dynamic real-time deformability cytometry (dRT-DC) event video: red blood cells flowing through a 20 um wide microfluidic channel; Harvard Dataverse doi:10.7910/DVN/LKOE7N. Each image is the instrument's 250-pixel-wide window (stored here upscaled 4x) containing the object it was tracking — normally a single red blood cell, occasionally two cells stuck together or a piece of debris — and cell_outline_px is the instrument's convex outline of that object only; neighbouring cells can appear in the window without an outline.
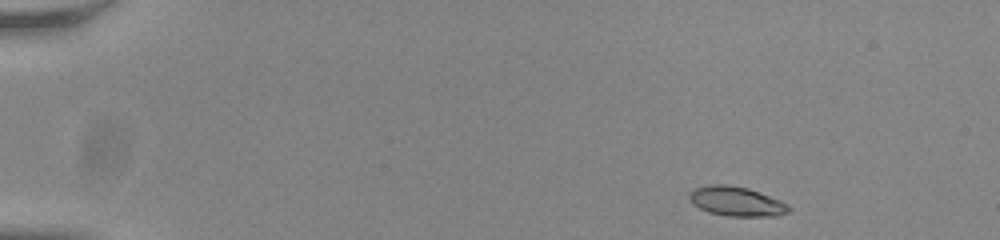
{"species": "common noctule bat (a hibernating species)", "species_latin": "Nyctalus noctula", "temperature_condition": "room temperature", "stored_images_in_passage": 49, "camera_frame_rate_fps": 3000, "um_per_image_px": 0.085, "animal": {"sex": "male", "body_mass_g": 20.0, "forearm_length_mm": 53.3}, "frame": {"image": 1, "passage_image": 1, "time_ms": 0.0, "image_size_px": [1000, 240], "cell_outline_px": [[792, 208], [788, 212], [776, 216], [728, 216], [708, 212], [692, 204], [688, 200], [688, 196], [696, 188], [708, 184], [728, 184], [748, 188], [780, 200], [788, 204]], "centroid_in_image_um": [62.59, 17.11], "position_along_channel_um": 22.4, "area_um2": 17.17}}
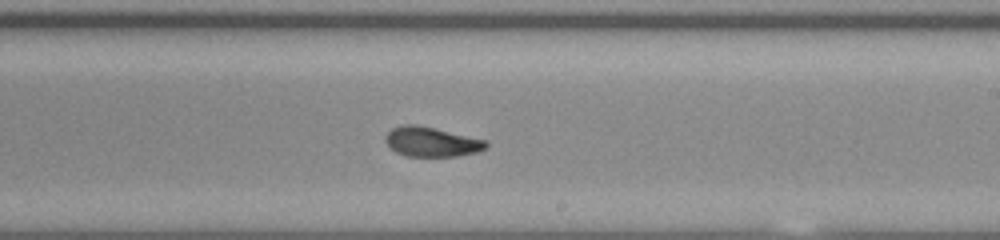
{"frame": {"image": 2, "passage_image": 28, "time_ms": 9.0, "image_size_px": [1000, 240], "cell_outline_px": [[488, 144], [484, 148], [476, 152], [456, 156], [404, 156], [396, 152], [384, 140], [384, 136], [392, 128], [404, 124], [412, 124], [432, 128], [488, 140]], "centroid_in_image_um": [36.66, 12.06], "position_along_channel_um": 252.3, "area_um2": 17.17}}
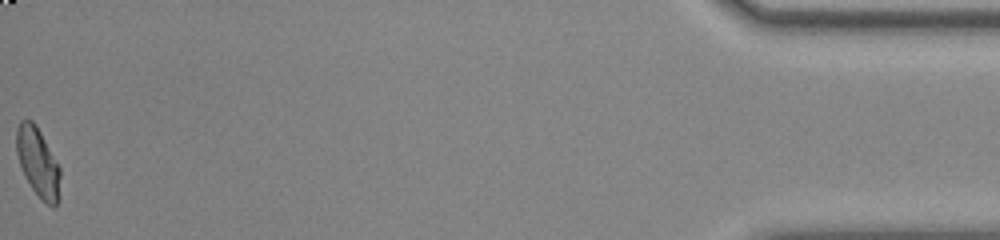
{"frame": {"image": 3, "passage_image": 49, "time_ms": 16.0, "image_size_px": [1000, 240], "cell_outline_px": [[60, 176], [56, 208], [52, 208], [40, 200], [24, 176], [16, 152], [16, 128], [20, 120], [32, 120], [36, 124], [60, 168]], "centroid_in_image_um": [3.21, 13.81], "position_along_channel_um": 432.0, "area_um2": 17.63}, "authors_computed_cell_mechanics": {"area_um2": 17.2244, "velocity_mm_per_s": 3.8094, "shape_relaxation_time_tau1_ms": 4.9787, "shape_relaxation_time_tau2_ms": 1.434, "deformation_change_tau1": 0.1621, "deformation_change_tau2": 0.0654}}